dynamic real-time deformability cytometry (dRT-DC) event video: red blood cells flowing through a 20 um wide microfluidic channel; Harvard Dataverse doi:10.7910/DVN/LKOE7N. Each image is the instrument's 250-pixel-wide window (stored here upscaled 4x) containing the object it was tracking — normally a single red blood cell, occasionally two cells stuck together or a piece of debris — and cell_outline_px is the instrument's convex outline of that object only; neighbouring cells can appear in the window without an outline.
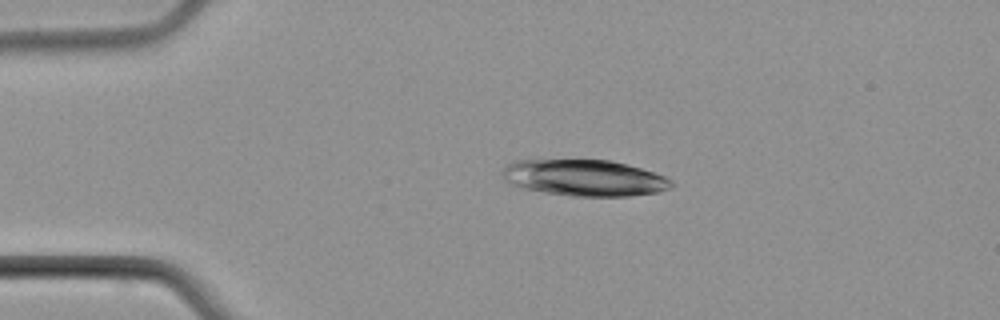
{"species": "common noctule bat (a hibernating species)", "species_latin": "Nyctalus noctula", "temperature_condition": "cold", "stored_images_in_passage": 3, "camera_frame_rate_fps": 3000, "um_per_image_px": 0.085, "animal": {"sex": "male", "body_mass_g": 21.5, "forearm_length_mm": 52.0}, "frame": {"image": 1, "passage_image": 2, "time_ms": 1.333, "image_size_px": [1000, 320], "cell_outline_px": [[672, 184], [668, 188], [656, 192], [628, 196], [572, 196], [544, 192], [512, 184], [500, 172], [508, 164], [516, 160], [536, 156], [612, 160], [628, 164], [664, 176], [672, 180]], "centroid_in_image_um": [49.59, 15.04], "position_along_channel_um": 35.4, "area_um2": 36.65}}